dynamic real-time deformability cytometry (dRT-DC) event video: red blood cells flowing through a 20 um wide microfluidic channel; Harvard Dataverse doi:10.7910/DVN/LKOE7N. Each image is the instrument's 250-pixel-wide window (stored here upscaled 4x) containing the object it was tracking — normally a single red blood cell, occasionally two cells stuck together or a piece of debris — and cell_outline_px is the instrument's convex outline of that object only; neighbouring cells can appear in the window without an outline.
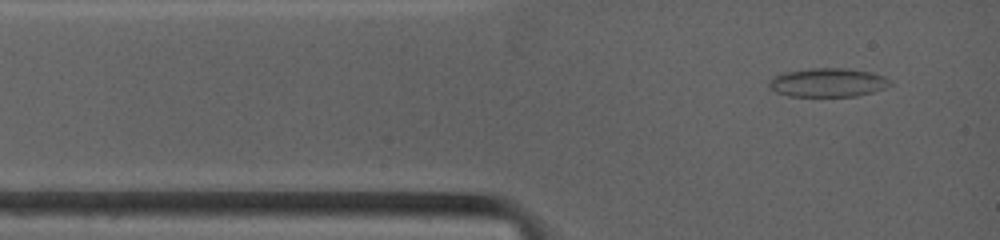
{"species": "common noctule bat (a hibernating species)", "species_latin": "Nyctalus noctula", "temperature_condition": "warm", "stored_images_in_passage": 17, "camera_frame_rate_fps": 4500, "um_per_image_px": 0.085, "animal": {"sex": "female", "body_mass_g": 19.0, "forearm_length_mm": 53.3}, "frame": {"image": 1, "passage_image": 3, "time_ms": 0.667, "image_size_px": [1000, 240], "cell_outline_px": [[892, 84], [884, 88], [872, 92], [856, 96], [788, 96], [776, 92], [768, 84], [768, 80], [772, 76], [784, 72], [812, 68], [848, 68], [868, 72], [884, 76], [892, 80]], "centroid_in_image_um": [70.35, 7.01], "position_along_channel_um": 14.6, "area_um2": 20.35}}
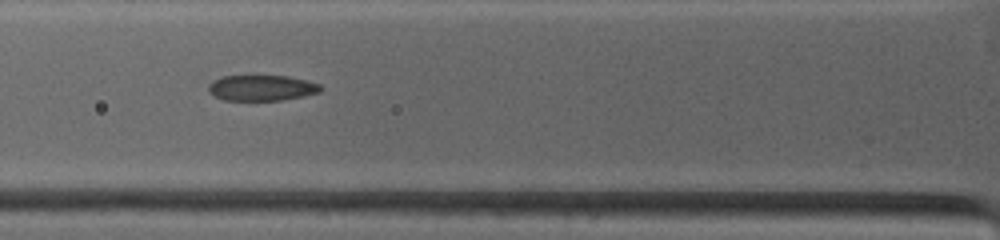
{"frame": {"image": 2, "passage_image": 14, "time_ms": 3.556, "image_size_px": [1000, 240], "cell_outline_px": [[324, 88], [320, 92], [304, 96], [280, 100], [224, 100], [208, 92], [208, 84], [212, 80], [220, 76], [288, 76], [320, 84]], "centroid_in_image_um": [22.23, 7.47], "position_along_channel_um": 103.6, "area_um2": 16.82}}
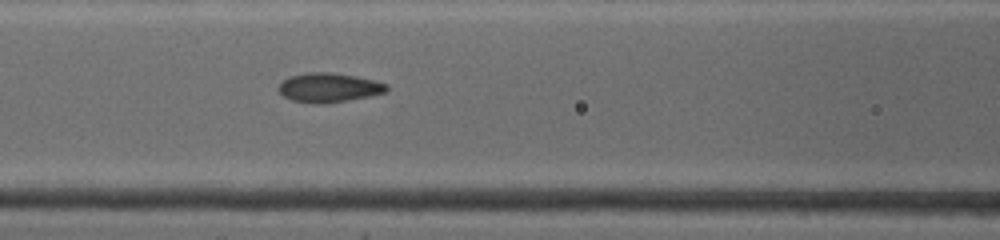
{"frame": {"image": 3, "passage_image": 17, "time_ms": 4.444, "image_size_px": [1000, 240], "cell_outline_px": [[388, 92], [368, 96], [324, 104], [312, 104], [292, 100], [284, 96], [276, 88], [288, 76], [308, 72], [332, 72], [356, 76], [388, 84]], "centroid_in_image_um": [27.93, 7.44], "position_along_channel_um": 138.7, "area_um2": 18.5}}